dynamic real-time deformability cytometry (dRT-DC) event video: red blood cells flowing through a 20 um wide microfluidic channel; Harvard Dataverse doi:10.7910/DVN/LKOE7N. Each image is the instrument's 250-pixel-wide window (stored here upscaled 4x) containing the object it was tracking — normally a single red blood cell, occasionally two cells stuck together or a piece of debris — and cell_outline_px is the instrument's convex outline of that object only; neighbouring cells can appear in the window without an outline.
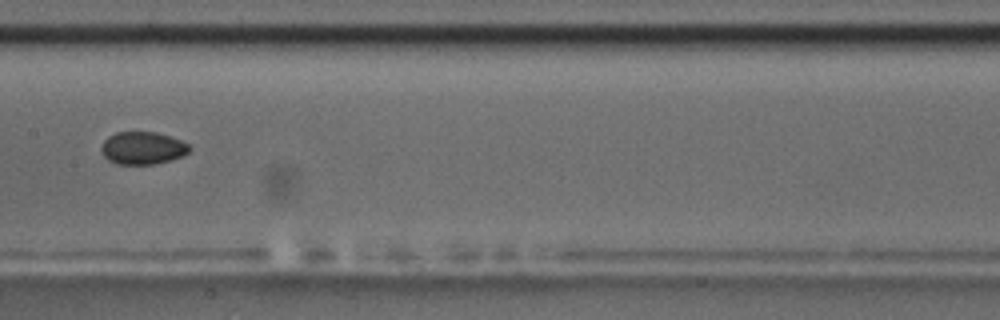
{"species": "common noctule bat (a hibernating species)", "species_latin": "Nyctalus noctula", "temperature_condition": "room temperature", "stored_images_in_passage": 8, "camera_frame_rate_fps": 3000, "um_per_image_px": 0.085, "animal": {"sex": "male", "body_mass_g": 17.5, "forearm_length_mm": 52.3}, "frame": {"image": 1, "passage_image": 6, "time_ms": 5.667, "image_size_px": [1000, 320], "cell_outline_px": [[192, 148], [184, 156], [172, 160], [152, 164], [116, 164], [108, 160], [104, 156], [100, 148], [104, 140], [108, 136], [116, 132], [156, 132], [180, 140], [188, 144]], "centroid_in_image_um": [12.12, 12.59], "position_along_channel_um": 195.3, "area_um2": 16.82}}